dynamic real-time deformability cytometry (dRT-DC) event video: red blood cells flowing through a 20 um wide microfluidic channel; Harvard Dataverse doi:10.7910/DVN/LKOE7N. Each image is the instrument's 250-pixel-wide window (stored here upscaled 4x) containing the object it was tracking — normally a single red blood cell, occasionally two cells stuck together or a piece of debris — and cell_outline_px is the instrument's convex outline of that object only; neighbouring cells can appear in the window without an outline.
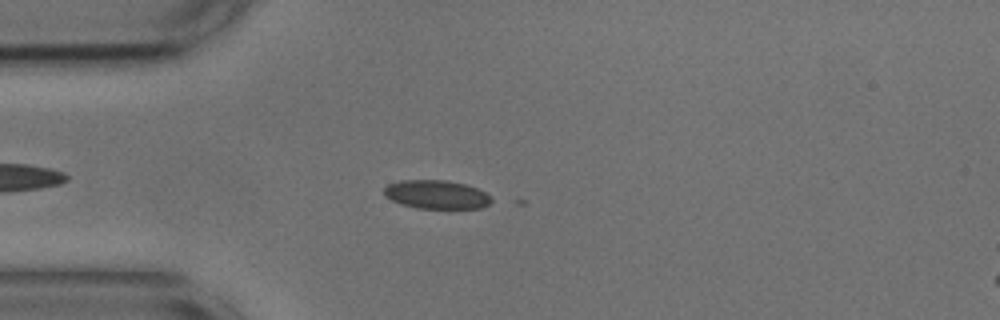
{"species": "common noctule bat (a hibernating species)", "species_latin": "Nyctalus noctula", "temperature_condition": "cold", "stored_images_in_passage": 10, "camera_frame_rate_fps": 3000, "um_per_image_px": 0.085, "animal": {"sex": "male", "body_mass_g": 17.9, "forearm_length_mm": 54.2}, "frame": {"image": 1, "passage_image": 9, "time_ms": 2.667, "image_size_px": [1000, 320], "cell_outline_px": [[492, 200], [488, 204], [480, 208], [416, 208], [400, 204], [384, 196], [384, 188], [388, 184], [400, 180], [444, 180], [464, 184], [476, 188], [492, 196]], "centroid_in_image_um": [37.07, 16.53], "position_along_channel_um": 47.9, "area_um2": 17.86}}